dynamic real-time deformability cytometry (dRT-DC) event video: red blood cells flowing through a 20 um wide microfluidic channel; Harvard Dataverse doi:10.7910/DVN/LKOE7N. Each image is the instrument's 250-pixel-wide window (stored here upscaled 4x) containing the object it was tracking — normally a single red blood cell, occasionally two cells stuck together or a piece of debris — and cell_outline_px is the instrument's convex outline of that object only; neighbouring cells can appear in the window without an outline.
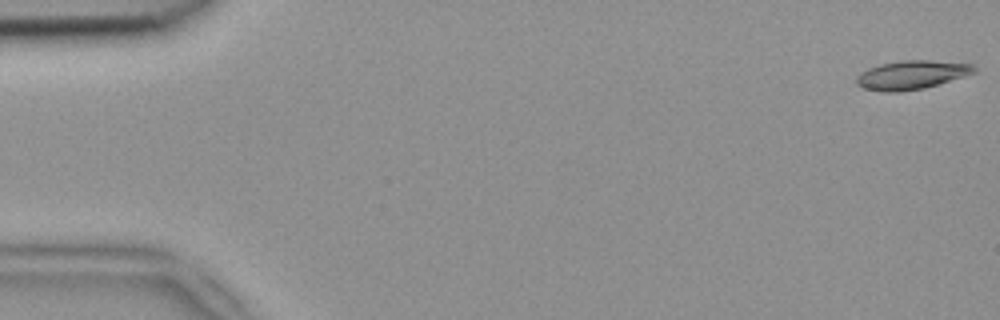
{"species": "common noctule bat (a hibernating species)", "species_latin": "Nyctalus noctula", "temperature_condition": "room temperature", "stored_images_in_passage": 5, "camera_frame_rate_fps": 3000, "um_per_image_px": 0.085, "animal": {"sex": "female", "body_mass_g": 18.4}, "frame": {"image": 1, "passage_image": 1, "time_ms": 0.0, "image_size_px": [1000, 320], "cell_outline_px": [[976, 72], [964, 76], [924, 88], [900, 92], [884, 92], [864, 88], [856, 84], [856, 76], [868, 68], [880, 64], [900, 60], [928, 60], [972, 64], [976, 68]], "centroid_in_image_um": [77.46, 6.36], "position_along_channel_um": 7.5, "area_um2": 19.65}}
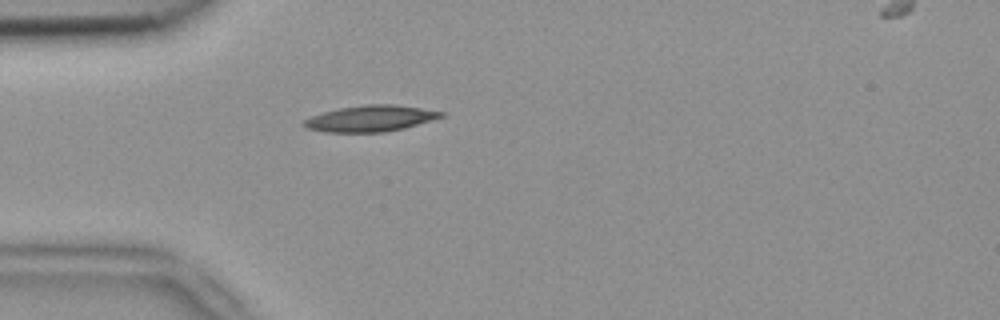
{"frame": {"image": 2, "passage_image": 4, "time_ms": 1.0, "image_size_px": [1000, 320], "cell_outline_px": [[444, 116], [432, 120], [404, 128], [384, 132], [324, 132], [308, 128], [304, 124], [304, 120], [312, 116], [324, 112], [340, 108], [364, 104], [396, 104], [444, 112]], "centroid_in_image_um": [31.51, 10.06], "position_along_channel_um": 53.5, "area_um2": 20.69}}